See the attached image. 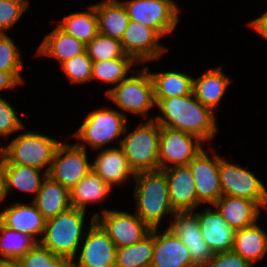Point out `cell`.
Instances as JSON below:
<instances>
[{
  "mask_svg": "<svg viewBox=\"0 0 267 267\" xmlns=\"http://www.w3.org/2000/svg\"><path fill=\"white\" fill-rule=\"evenodd\" d=\"M24 1L27 2L29 5L31 4V3H30L31 0H24Z\"/></svg>",
  "mask_w": 267,
  "mask_h": 267,
  "instance_id": "bcb514c9",
  "label": "cell"
},
{
  "mask_svg": "<svg viewBox=\"0 0 267 267\" xmlns=\"http://www.w3.org/2000/svg\"><path fill=\"white\" fill-rule=\"evenodd\" d=\"M100 210L92 216L114 242L116 248L138 243L151 232V228L135 212L104 206Z\"/></svg>",
  "mask_w": 267,
  "mask_h": 267,
  "instance_id": "30bf717a",
  "label": "cell"
},
{
  "mask_svg": "<svg viewBox=\"0 0 267 267\" xmlns=\"http://www.w3.org/2000/svg\"><path fill=\"white\" fill-rule=\"evenodd\" d=\"M86 52L93 62L131 57L125 54L119 40L100 33L86 45Z\"/></svg>",
  "mask_w": 267,
  "mask_h": 267,
  "instance_id": "d590c367",
  "label": "cell"
},
{
  "mask_svg": "<svg viewBox=\"0 0 267 267\" xmlns=\"http://www.w3.org/2000/svg\"><path fill=\"white\" fill-rule=\"evenodd\" d=\"M215 149L209 146L206 150L204 147L188 164L194 178L199 208L204 204L213 205L223 195L219 178V154Z\"/></svg>",
  "mask_w": 267,
  "mask_h": 267,
  "instance_id": "7c38bea8",
  "label": "cell"
},
{
  "mask_svg": "<svg viewBox=\"0 0 267 267\" xmlns=\"http://www.w3.org/2000/svg\"><path fill=\"white\" fill-rule=\"evenodd\" d=\"M0 267H21L19 259H1Z\"/></svg>",
  "mask_w": 267,
  "mask_h": 267,
  "instance_id": "f6af8a7d",
  "label": "cell"
},
{
  "mask_svg": "<svg viewBox=\"0 0 267 267\" xmlns=\"http://www.w3.org/2000/svg\"><path fill=\"white\" fill-rule=\"evenodd\" d=\"M165 228V229H164ZM154 228V251L150 267H193L187 246L167 227Z\"/></svg>",
  "mask_w": 267,
  "mask_h": 267,
  "instance_id": "ffe728a7",
  "label": "cell"
},
{
  "mask_svg": "<svg viewBox=\"0 0 267 267\" xmlns=\"http://www.w3.org/2000/svg\"><path fill=\"white\" fill-rule=\"evenodd\" d=\"M37 243L31 235L9 229L0 222L1 259H20Z\"/></svg>",
  "mask_w": 267,
  "mask_h": 267,
  "instance_id": "836d02e7",
  "label": "cell"
},
{
  "mask_svg": "<svg viewBox=\"0 0 267 267\" xmlns=\"http://www.w3.org/2000/svg\"><path fill=\"white\" fill-rule=\"evenodd\" d=\"M88 157L85 148L62 140L47 175L70 191L90 172L91 162Z\"/></svg>",
  "mask_w": 267,
  "mask_h": 267,
  "instance_id": "8fae6325",
  "label": "cell"
},
{
  "mask_svg": "<svg viewBox=\"0 0 267 267\" xmlns=\"http://www.w3.org/2000/svg\"><path fill=\"white\" fill-rule=\"evenodd\" d=\"M61 143L56 137L27 130L15 135L9 143H2L0 153L5 157V164L31 166L48 173Z\"/></svg>",
  "mask_w": 267,
  "mask_h": 267,
  "instance_id": "8992f818",
  "label": "cell"
},
{
  "mask_svg": "<svg viewBox=\"0 0 267 267\" xmlns=\"http://www.w3.org/2000/svg\"><path fill=\"white\" fill-rule=\"evenodd\" d=\"M22 85L11 73L0 71V92L4 90H15L17 87ZM2 96V94H0Z\"/></svg>",
  "mask_w": 267,
  "mask_h": 267,
  "instance_id": "7bdbcfd3",
  "label": "cell"
},
{
  "mask_svg": "<svg viewBox=\"0 0 267 267\" xmlns=\"http://www.w3.org/2000/svg\"><path fill=\"white\" fill-rule=\"evenodd\" d=\"M139 64L132 57H120L112 60H103L93 62L91 82H100V84H108L105 94L121 83L134 72ZM131 72V73H130ZM96 80V81H95Z\"/></svg>",
  "mask_w": 267,
  "mask_h": 267,
  "instance_id": "1f68e13d",
  "label": "cell"
},
{
  "mask_svg": "<svg viewBox=\"0 0 267 267\" xmlns=\"http://www.w3.org/2000/svg\"><path fill=\"white\" fill-rule=\"evenodd\" d=\"M86 211L70 207L68 210L46 220L44 233L39 241L52 253L72 261L90 225L95 221L91 215L89 226Z\"/></svg>",
  "mask_w": 267,
  "mask_h": 267,
  "instance_id": "3957f363",
  "label": "cell"
},
{
  "mask_svg": "<svg viewBox=\"0 0 267 267\" xmlns=\"http://www.w3.org/2000/svg\"><path fill=\"white\" fill-rule=\"evenodd\" d=\"M258 222L236 230L233 241V251L253 266L267 256V231Z\"/></svg>",
  "mask_w": 267,
  "mask_h": 267,
  "instance_id": "484cf974",
  "label": "cell"
},
{
  "mask_svg": "<svg viewBox=\"0 0 267 267\" xmlns=\"http://www.w3.org/2000/svg\"><path fill=\"white\" fill-rule=\"evenodd\" d=\"M223 72V67L207 68L201 75L193 78V93L203 105L209 107L214 113L221 104L222 99L230 86L232 78Z\"/></svg>",
  "mask_w": 267,
  "mask_h": 267,
  "instance_id": "7402d4cb",
  "label": "cell"
},
{
  "mask_svg": "<svg viewBox=\"0 0 267 267\" xmlns=\"http://www.w3.org/2000/svg\"><path fill=\"white\" fill-rule=\"evenodd\" d=\"M264 11L262 15L247 22V26L267 42V10Z\"/></svg>",
  "mask_w": 267,
  "mask_h": 267,
  "instance_id": "b9f144b4",
  "label": "cell"
},
{
  "mask_svg": "<svg viewBox=\"0 0 267 267\" xmlns=\"http://www.w3.org/2000/svg\"><path fill=\"white\" fill-rule=\"evenodd\" d=\"M129 19L153 28L162 38L171 35L180 22L179 5L174 0H120Z\"/></svg>",
  "mask_w": 267,
  "mask_h": 267,
  "instance_id": "9c48e42d",
  "label": "cell"
},
{
  "mask_svg": "<svg viewBox=\"0 0 267 267\" xmlns=\"http://www.w3.org/2000/svg\"><path fill=\"white\" fill-rule=\"evenodd\" d=\"M6 184H5V157L0 153V208L2 203L6 202Z\"/></svg>",
  "mask_w": 267,
  "mask_h": 267,
  "instance_id": "ee69618b",
  "label": "cell"
},
{
  "mask_svg": "<svg viewBox=\"0 0 267 267\" xmlns=\"http://www.w3.org/2000/svg\"><path fill=\"white\" fill-rule=\"evenodd\" d=\"M154 251V228L138 243L117 248L115 267H150Z\"/></svg>",
  "mask_w": 267,
  "mask_h": 267,
  "instance_id": "d6a6232c",
  "label": "cell"
},
{
  "mask_svg": "<svg viewBox=\"0 0 267 267\" xmlns=\"http://www.w3.org/2000/svg\"><path fill=\"white\" fill-rule=\"evenodd\" d=\"M133 185L132 195L135 199L133 211L151 229H160L167 223L163 218L171 219L175 213L170 204L165 172L163 170L137 172Z\"/></svg>",
  "mask_w": 267,
  "mask_h": 267,
  "instance_id": "7a4b0ae2",
  "label": "cell"
},
{
  "mask_svg": "<svg viewBox=\"0 0 267 267\" xmlns=\"http://www.w3.org/2000/svg\"><path fill=\"white\" fill-rule=\"evenodd\" d=\"M219 155V178L223 195L240 197L256 202L262 209L267 207V187L247 167L227 161Z\"/></svg>",
  "mask_w": 267,
  "mask_h": 267,
  "instance_id": "ba28073f",
  "label": "cell"
},
{
  "mask_svg": "<svg viewBox=\"0 0 267 267\" xmlns=\"http://www.w3.org/2000/svg\"><path fill=\"white\" fill-rule=\"evenodd\" d=\"M35 52L36 56L49 57L59 63L70 60L86 52V44L63 31L57 24L46 33Z\"/></svg>",
  "mask_w": 267,
  "mask_h": 267,
  "instance_id": "603a6c76",
  "label": "cell"
},
{
  "mask_svg": "<svg viewBox=\"0 0 267 267\" xmlns=\"http://www.w3.org/2000/svg\"><path fill=\"white\" fill-rule=\"evenodd\" d=\"M98 19V32L121 40L130 22L127 10L120 0H103L92 3Z\"/></svg>",
  "mask_w": 267,
  "mask_h": 267,
  "instance_id": "4316f807",
  "label": "cell"
},
{
  "mask_svg": "<svg viewBox=\"0 0 267 267\" xmlns=\"http://www.w3.org/2000/svg\"><path fill=\"white\" fill-rule=\"evenodd\" d=\"M19 261L21 267H71L70 261L52 253L39 242Z\"/></svg>",
  "mask_w": 267,
  "mask_h": 267,
  "instance_id": "74e56055",
  "label": "cell"
},
{
  "mask_svg": "<svg viewBox=\"0 0 267 267\" xmlns=\"http://www.w3.org/2000/svg\"><path fill=\"white\" fill-rule=\"evenodd\" d=\"M99 152L91 162V169L98 174L111 188L128 184L134 180L135 173L129 167L127 158L120 145L98 149ZM101 150V151H100ZM128 182V183H127Z\"/></svg>",
  "mask_w": 267,
  "mask_h": 267,
  "instance_id": "e0dca14e",
  "label": "cell"
},
{
  "mask_svg": "<svg viewBox=\"0 0 267 267\" xmlns=\"http://www.w3.org/2000/svg\"><path fill=\"white\" fill-rule=\"evenodd\" d=\"M111 188L98 174L92 169L84 176L78 184L70 190L71 207L87 212L89 204L104 205V201L111 197ZM88 207V208H87Z\"/></svg>",
  "mask_w": 267,
  "mask_h": 267,
  "instance_id": "d4e9b609",
  "label": "cell"
},
{
  "mask_svg": "<svg viewBox=\"0 0 267 267\" xmlns=\"http://www.w3.org/2000/svg\"><path fill=\"white\" fill-rule=\"evenodd\" d=\"M128 120L115 108H97L91 112L88 111L83 122L72 135L76 138L75 143L79 147L88 150L89 146L92 151H98L106 146L112 147L110 144H114L115 140L116 144L120 145Z\"/></svg>",
  "mask_w": 267,
  "mask_h": 267,
  "instance_id": "5b68a950",
  "label": "cell"
},
{
  "mask_svg": "<svg viewBox=\"0 0 267 267\" xmlns=\"http://www.w3.org/2000/svg\"><path fill=\"white\" fill-rule=\"evenodd\" d=\"M166 174L170 204L175 212L194 211L198 198L189 165L173 166L163 170Z\"/></svg>",
  "mask_w": 267,
  "mask_h": 267,
  "instance_id": "44dd1931",
  "label": "cell"
},
{
  "mask_svg": "<svg viewBox=\"0 0 267 267\" xmlns=\"http://www.w3.org/2000/svg\"><path fill=\"white\" fill-rule=\"evenodd\" d=\"M116 246L94 221L87 229L71 267H115Z\"/></svg>",
  "mask_w": 267,
  "mask_h": 267,
  "instance_id": "9a60e30c",
  "label": "cell"
},
{
  "mask_svg": "<svg viewBox=\"0 0 267 267\" xmlns=\"http://www.w3.org/2000/svg\"><path fill=\"white\" fill-rule=\"evenodd\" d=\"M166 226L189 249L192 266L206 267L214 254L203 239L197 214L194 211L175 212Z\"/></svg>",
  "mask_w": 267,
  "mask_h": 267,
  "instance_id": "2e32d148",
  "label": "cell"
},
{
  "mask_svg": "<svg viewBox=\"0 0 267 267\" xmlns=\"http://www.w3.org/2000/svg\"><path fill=\"white\" fill-rule=\"evenodd\" d=\"M206 267H254L234 251L215 254Z\"/></svg>",
  "mask_w": 267,
  "mask_h": 267,
  "instance_id": "60d3db41",
  "label": "cell"
},
{
  "mask_svg": "<svg viewBox=\"0 0 267 267\" xmlns=\"http://www.w3.org/2000/svg\"><path fill=\"white\" fill-rule=\"evenodd\" d=\"M47 172L31 166L5 164V184L7 196L15 189L20 193L31 194L35 199ZM12 192V193H11Z\"/></svg>",
  "mask_w": 267,
  "mask_h": 267,
  "instance_id": "f1b7e54d",
  "label": "cell"
},
{
  "mask_svg": "<svg viewBox=\"0 0 267 267\" xmlns=\"http://www.w3.org/2000/svg\"><path fill=\"white\" fill-rule=\"evenodd\" d=\"M163 38L151 27L131 21L120 42L126 55L131 56L141 67L142 64L160 60L168 47Z\"/></svg>",
  "mask_w": 267,
  "mask_h": 267,
  "instance_id": "5bb4252c",
  "label": "cell"
},
{
  "mask_svg": "<svg viewBox=\"0 0 267 267\" xmlns=\"http://www.w3.org/2000/svg\"><path fill=\"white\" fill-rule=\"evenodd\" d=\"M104 95L105 101H112L126 118L129 113L141 117L142 120L155 117L149 114V111L156 107L154 84L149 70L144 65Z\"/></svg>",
  "mask_w": 267,
  "mask_h": 267,
  "instance_id": "277c9868",
  "label": "cell"
},
{
  "mask_svg": "<svg viewBox=\"0 0 267 267\" xmlns=\"http://www.w3.org/2000/svg\"><path fill=\"white\" fill-rule=\"evenodd\" d=\"M29 6L24 0H0V34H8Z\"/></svg>",
  "mask_w": 267,
  "mask_h": 267,
  "instance_id": "f35d334b",
  "label": "cell"
},
{
  "mask_svg": "<svg viewBox=\"0 0 267 267\" xmlns=\"http://www.w3.org/2000/svg\"><path fill=\"white\" fill-rule=\"evenodd\" d=\"M160 130L154 119L141 121L132 130L126 126L120 147L134 173L159 170Z\"/></svg>",
  "mask_w": 267,
  "mask_h": 267,
  "instance_id": "52a82bcc",
  "label": "cell"
},
{
  "mask_svg": "<svg viewBox=\"0 0 267 267\" xmlns=\"http://www.w3.org/2000/svg\"><path fill=\"white\" fill-rule=\"evenodd\" d=\"M205 143L187 132L161 127L159 136V170L188 165Z\"/></svg>",
  "mask_w": 267,
  "mask_h": 267,
  "instance_id": "4fadbf2b",
  "label": "cell"
},
{
  "mask_svg": "<svg viewBox=\"0 0 267 267\" xmlns=\"http://www.w3.org/2000/svg\"><path fill=\"white\" fill-rule=\"evenodd\" d=\"M212 206L235 230L255 224L263 212L256 202L229 195H222Z\"/></svg>",
  "mask_w": 267,
  "mask_h": 267,
  "instance_id": "cb8c5ba5",
  "label": "cell"
},
{
  "mask_svg": "<svg viewBox=\"0 0 267 267\" xmlns=\"http://www.w3.org/2000/svg\"><path fill=\"white\" fill-rule=\"evenodd\" d=\"M10 34H0V71L11 73L22 85L25 80L22 75L23 51L16 45Z\"/></svg>",
  "mask_w": 267,
  "mask_h": 267,
  "instance_id": "e575fe53",
  "label": "cell"
},
{
  "mask_svg": "<svg viewBox=\"0 0 267 267\" xmlns=\"http://www.w3.org/2000/svg\"><path fill=\"white\" fill-rule=\"evenodd\" d=\"M33 202L47 220L71 207L70 191L47 175Z\"/></svg>",
  "mask_w": 267,
  "mask_h": 267,
  "instance_id": "f546056e",
  "label": "cell"
},
{
  "mask_svg": "<svg viewBox=\"0 0 267 267\" xmlns=\"http://www.w3.org/2000/svg\"><path fill=\"white\" fill-rule=\"evenodd\" d=\"M145 67L149 70L153 80L156 104L163 98L180 97L193 93L194 76L177 70L151 72L150 66L145 65Z\"/></svg>",
  "mask_w": 267,
  "mask_h": 267,
  "instance_id": "83f0119b",
  "label": "cell"
},
{
  "mask_svg": "<svg viewBox=\"0 0 267 267\" xmlns=\"http://www.w3.org/2000/svg\"><path fill=\"white\" fill-rule=\"evenodd\" d=\"M159 113L154 120L160 127L190 133L205 144L217 135V115L196 99L194 93L180 97L163 98L157 104Z\"/></svg>",
  "mask_w": 267,
  "mask_h": 267,
  "instance_id": "6da1fadb",
  "label": "cell"
},
{
  "mask_svg": "<svg viewBox=\"0 0 267 267\" xmlns=\"http://www.w3.org/2000/svg\"><path fill=\"white\" fill-rule=\"evenodd\" d=\"M16 110L10 100L0 96V139L7 140L9 136L26 129L25 122L18 116Z\"/></svg>",
  "mask_w": 267,
  "mask_h": 267,
  "instance_id": "ab89813d",
  "label": "cell"
},
{
  "mask_svg": "<svg viewBox=\"0 0 267 267\" xmlns=\"http://www.w3.org/2000/svg\"><path fill=\"white\" fill-rule=\"evenodd\" d=\"M86 9L63 16L57 25L66 33L87 45L99 32L95 7L89 4Z\"/></svg>",
  "mask_w": 267,
  "mask_h": 267,
  "instance_id": "4dcf8cb0",
  "label": "cell"
},
{
  "mask_svg": "<svg viewBox=\"0 0 267 267\" xmlns=\"http://www.w3.org/2000/svg\"><path fill=\"white\" fill-rule=\"evenodd\" d=\"M202 209L198 207L194 212L197 214L203 239L212 249V253L215 255L233 251L236 230L229 226L214 206L208 205Z\"/></svg>",
  "mask_w": 267,
  "mask_h": 267,
  "instance_id": "ac0fdd59",
  "label": "cell"
},
{
  "mask_svg": "<svg viewBox=\"0 0 267 267\" xmlns=\"http://www.w3.org/2000/svg\"><path fill=\"white\" fill-rule=\"evenodd\" d=\"M29 201L31 202L4 204L5 207L0 208V222L9 229L31 235L39 242L44 233L46 219L35 203Z\"/></svg>",
  "mask_w": 267,
  "mask_h": 267,
  "instance_id": "d6986e66",
  "label": "cell"
},
{
  "mask_svg": "<svg viewBox=\"0 0 267 267\" xmlns=\"http://www.w3.org/2000/svg\"><path fill=\"white\" fill-rule=\"evenodd\" d=\"M93 61L87 52L77 55L60 65V70L71 85H83L91 82Z\"/></svg>",
  "mask_w": 267,
  "mask_h": 267,
  "instance_id": "8d00e7d4",
  "label": "cell"
}]
</instances>
